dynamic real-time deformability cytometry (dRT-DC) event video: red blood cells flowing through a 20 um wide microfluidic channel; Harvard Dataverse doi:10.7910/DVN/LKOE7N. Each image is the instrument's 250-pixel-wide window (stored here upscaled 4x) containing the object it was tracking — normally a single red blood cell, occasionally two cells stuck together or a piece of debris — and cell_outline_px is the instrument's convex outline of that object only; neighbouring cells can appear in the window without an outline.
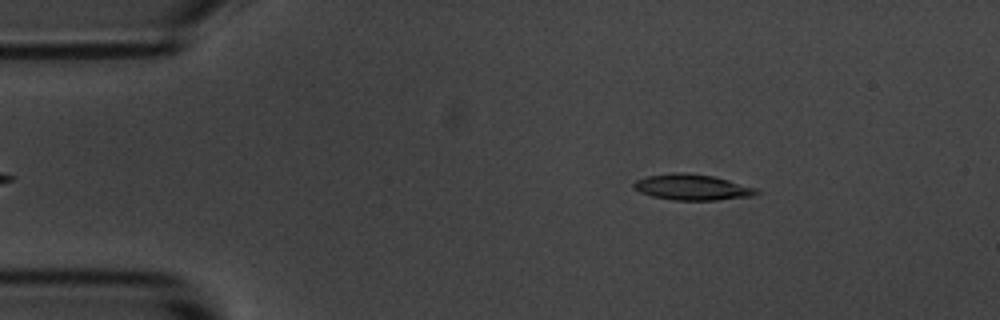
{"species": "common noctule bat (a hibernating species)", "species_latin": "Nyctalus noctula", "temperature_condition": "room temperature", "stored_images_in_passage": 50, "camera_frame_rate_fps": 3000, "um_per_image_px": 0.085, "animal": {"sex": "male", "body_mass_g": 20.1, "forearm_length_mm": 53.5}, "frame": {"image": 1, "passage_image": 4, "time_ms": 1.0, "image_size_px": [1000, 320], "cell_outline_px": [[760, 192], [752, 196], [716, 200], [672, 200], [652, 196], [640, 192], [632, 188], [632, 184], [636, 180], [648, 176], [672, 172], [680, 172], [716, 176], [756, 188]], "centroid_in_image_um": [58.82, 15.91], "position_along_channel_um": 26.2, "area_um2": 18.55}}
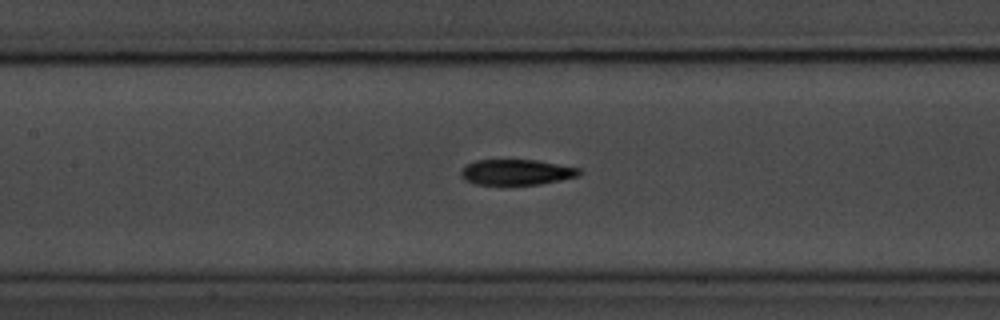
{"frame": {"image": 2, "passage_image": 20, "time_ms": 6.333, "image_size_px": [1000, 320], "cell_outline_px": [[584, 172], [576, 176], [560, 180], [540, 184], [476, 184], [464, 180], [460, 176], [460, 172], [468, 164], [476, 160], [536, 160], [580, 168]], "centroid_in_image_um": [43.91, 14.63], "position_along_channel_um": 163.5, "area_um2": 17.46}}
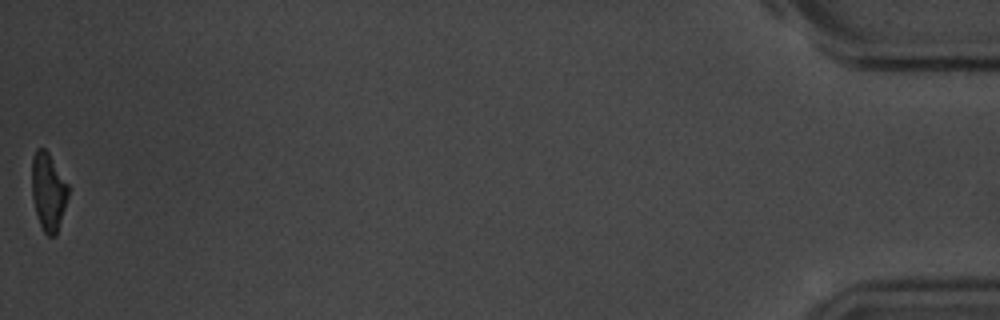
{"frame": {"image": 3, "passage_image": 50, "time_ms": 16.333, "image_size_px": [1000, 320], "cell_outline_px": [[68, 196], [56, 236], [48, 236], [44, 232], [40, 224], [36, 212], [32, 196], [32, 156], [36, 148], [44, 148], [48, 152], [68, 184]], "centroid_in_image_um": [4.1, 16.27], "position_along_channel_um": 431.1, "area_um2": 16.36}, "authors_computed_cell_mechanics": {"area_um2": 18.1492, "velocity_mm_per_s": 3.6638, "shape_relaxation_time_tau1_ms": 3.5213, "shape_relaxation_time_tau2_ms": 7.5656, "deformation_change_tau1": 0.1589, "deformation_change_tau2": 0.1656}}